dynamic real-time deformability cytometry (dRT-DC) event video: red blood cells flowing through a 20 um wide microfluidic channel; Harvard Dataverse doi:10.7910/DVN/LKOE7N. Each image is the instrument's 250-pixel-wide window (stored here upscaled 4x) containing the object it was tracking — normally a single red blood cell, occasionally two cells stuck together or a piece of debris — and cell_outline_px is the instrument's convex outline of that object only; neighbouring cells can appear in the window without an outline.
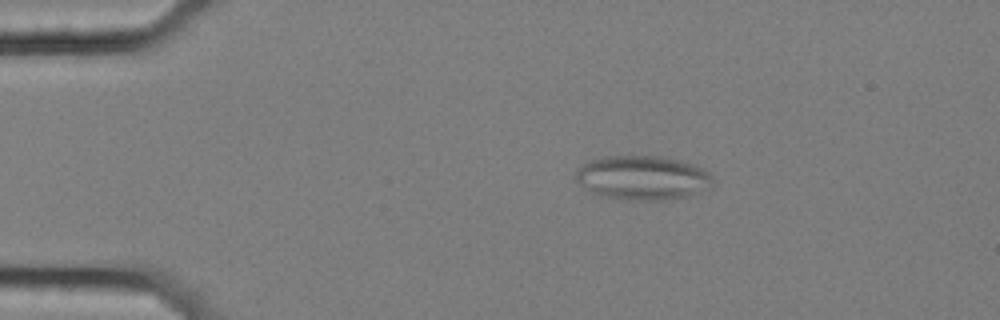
{"species": "common noctule bat (a hibernating species)", "species_latin": "Nyctalus noctula", "temperature_condition": "cold", "stored_images_in_passage": 58, "segment_of_instrument_passage": [1, 2], "camera_frame_rate_fps": 3000, "um_per_image_px": 0.085, "animal": {"sex": "female", "body_mass_g": 25.1}, "frame": {"image": 1, "passage_image": 11, "time_ms": 3.333, "image_size_px": [1000, 320], "cell_outline_px": [[712, 188], [688, 196], [660, 200], [632, 200], [600, 196], [592, 192], [576, 180], [576, 172], [588, 160], [604, 156], [660, 156], [692, 164], [708, 172], [712, 176]], "centroid_in_image_um": [54.63, 15.11], "position_along_channel_um": 30.4, "area_um2": 35.08}}